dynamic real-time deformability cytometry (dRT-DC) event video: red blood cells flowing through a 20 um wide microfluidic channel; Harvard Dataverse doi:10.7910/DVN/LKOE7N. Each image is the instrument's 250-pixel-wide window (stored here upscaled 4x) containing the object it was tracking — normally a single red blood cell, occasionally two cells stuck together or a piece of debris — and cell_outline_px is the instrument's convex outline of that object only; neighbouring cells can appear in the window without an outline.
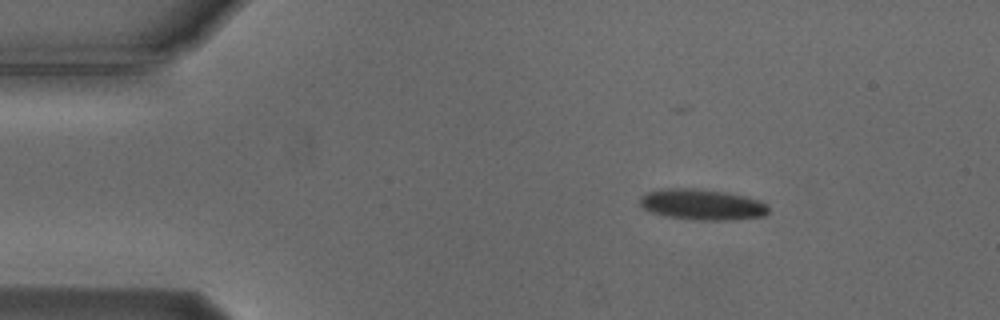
{"species": "Egyptian fruit bat (a non-hibernating species)", "species_latin": "Rousettus aegyptiacus", "temperature_condition": "cold", "stored_images_in_passage": 39, "camera_frame_rate_fps": 3000, "um_per_image_px": 0.085, "animal": {"sex": "male"}, "frame": {"image": 1, "passage_image": 1, "time_ms": 0.0, "image_size_px": [1000, 320], "cell_outline_px": [[768, 212], [764, 216], [732, 220], [700, 220], [664, 216], [652, 212], [644, 208], [640, 204], [640, 196], [644, 192], [660, 188], [696, 188], [724, 192], [744, 196], [760, 200], [768, 208]], "centroid_in_image_um": [59.63, 17.37], "position_along_channel_um": 25.4, "area_um2": 23.18}}
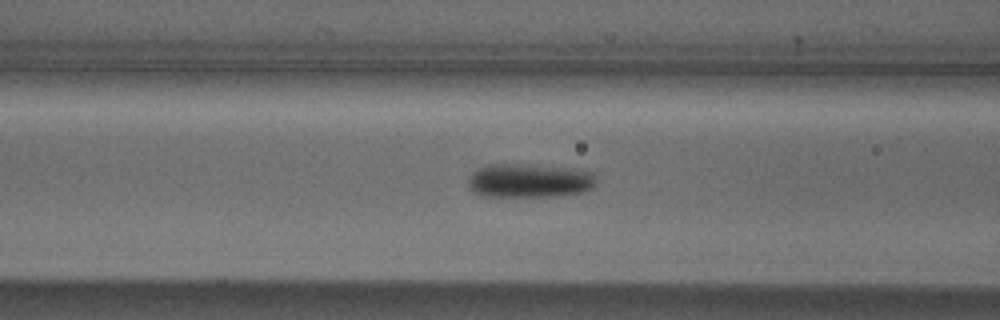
{"frame": {"image": 2, "passage_image": 14, "time_ms": 4.333, "image_size_px": [1000, 320], "cell_outline_px": [[596, 184], [592, 188], [580, 192], [556, 196], [480, 196], [472, 192], [468, 188], [468, 176], [472, 172], [488, 164], [516, 164], [568, 168], [592, 172], [596, 176]], "centroid_in_image_um": [44.94, 15.36], "position_along_channel_um": 121.7, "area_um2": 25.32}}
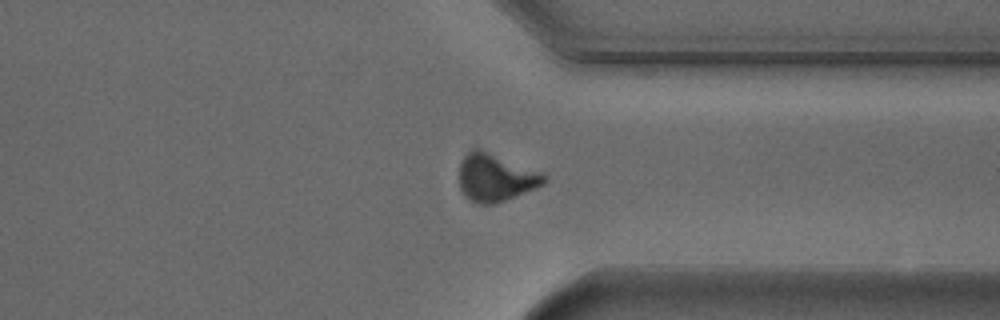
{"frame": {"image": 3, "passage_image": 34, "time_ms": 11.0, "image_size_px": [1000, 320], "cell_outline_px": [[548, 180], [544, 184], [536, 188], [504, 200], [492, 204], [476, 204], [468, 200], [464, 196], [460, 188], [460, 164], [464, 156], [472, 148], [480, 148], [544, 172], [548, 176]], "centroid_in_image_um": [42.15, 15.08], "position_along_channel_um": 369.3, "area_um2": 23.93}}